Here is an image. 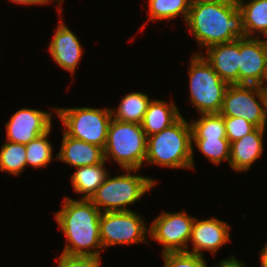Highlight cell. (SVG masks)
<instances>
[{
	"mask_svg": "<svg viewBox=\"0 0 267 267\" xmlns=\"http://www.w3.org/2000/svg\"><path fill=\"white\" fill-rule=\"evenodd\" d=\"M198 47L245 38L242 12L237 0H195L185 22Z\"/></svg>",
	"mask_w": 267,
	"mask_h": 267,
	"instance_id": "cell-1",
	"label": "cell"
},
{
	"mask_svg": "<svg viewBox=\"0 0 267 267\" xmlns=\"http://www.w3.org/2000/svg\"><path fill=\"white\" fill-rule=\"evenodd\" d=\"M62 205L55 213V220L67 240L62 253L100 256L103 251L99 231L102 212L86 199L65 197Z\"/></svg>",
	"mask_w": 267,
	"mask_h": 267,
	"instance_id": "cell-2",
	"label": "cell"
},
{
	"mask_svg": "<svg viewBox=\"0 0 267 267\" xmlns=\"http://www.w3.org/2000/svg\"><path fill=\"white\" fill-rule=\"evenodd\" d=\"M192 127L180 117L170 127L147 137L145 162L169 168L194 169Z\"/></svg>",
	"mask_w": 267,
	"mask_h": 267,
	"instance_id": "cell-3",
	"label": "cell"
},
{
	"mask_svg": "<svg viewBox=\"0 0 267 267\" xmlns=\"http://www.w3.org/2000/svg\"><path fill=\"white\" fill-rule=\"evenodd\" d=\"M147 154V136L141 124L111 119L104 158L113 159L122 169L140 170Z\"/></svg>",
	"mask_w": 267,
	"mask_h": 267,
	"instance_id": "cell-4",
	"label": "cell"
},
{
	"mask_svg": "<svg viewBox=\"0 0 267 267\" xmlns=\"http://www.w3.org/2000/svg\"><path fill=\"white\" fill-rule=\"evenodd\" d=\"M124 171V174L116 177L108 175L91 197L90 201L101 212L130 211L127 207L139 201L157 182L149 177L131 174L133 171L136 173V169Z\"/></svg>",
	"mask_w": 267,
	"mask_h": 267,
	"instance_id": "cell-5",
	"label": "cell"
},
{
	"mask_svg": "<svg viewBox=\"0 0 267 267\" xmlns=\"http://www.w3.org/2000/svg\"><path fill=\"white\" fill-rule=\"evenodd\" d=\"M190 102L201 114L220 113L229 84L221 79L201 52L189 64Z\"/></svg>",
	"mask_w": 267,
	"mask_h": 267,
	"instance_id": "cell-6",
	"label": "cell"
},
{
	"mask_svg": "<svg viewBox=\"0 0 267 267\" xmlns=\"http://www.w3.org/2000/svg\"><path fill=\"white\" fill-rule=\"evenodd\" d=\"M65 129L63 132L103 150L107 142L108 127L112 119L111 109L73 107L54 108Z\"/></svg>",
	"mask_w": 267,
	"mask_h": 267,
	"instance_id": "cell-7",
	"label": "cell"
},
{
	"mask_svg": "<svg viewBox=\"0 0 267 267\" xmlns=\"http://www.w3.org/2000/svg\"><path fill=\"white\" fill-rule=\"evenodd\" d=\"M220 114L243 117L257 128H266V92L257 85L229 84Z\"/></svg>",
	"mask_w": 267,
	"mask_h": 267,
	"instance_id": "cell-8",
	"label": "cell"
},
{
	"mask_svg": "<svg viewBox=\"0 0 267 267\" xmlns=\"http://www.w3.org/2000/svg\"><path fill=\"white\" fill-rule=\"evenodd\" d=\"M100 239L103 249L114 245L148 243L146 223L137 212H102L100 215Z\"/></svg>",
	"mask_w": 267,
	"mask_h": 267,
	"instance_id": "cell-9",
	"label": "cell"
},
{
	"mask_svg": "<svg viewBox=\"0 0 267 267\" xmlns=\"http://www.w3.org/2000/svg\"><path fill=\"white\" fill-rule=\"evenodd\" d=\"M195 217L185 211L159 214L150 225V238L163 246L162 254L187 252Z\"/></svg>",
	"mask_w": 267,
	"mask_h": 267,
	"instance_id": "cell-10",
	"label": "cell"
},
{
	"mask_svg": "<svg viewBox=\"0 0 267 267\" xmlns=\"http://www.w3.org/2000/svg\"><path fill=\"white\" fill-rule=\"evenodd\" d=\"M52 113L22 108L16 111L6 123V141L28 144L52 128Z\"/></svg>",
	"mask_w": 267,
	"mask_h": 267,
	"instance_id": "cell-11",
	"label": "cell"
},
{
	"mask_svg": "<svg viewBox=\"0 0 267 267\" xmlns=\"http://www.w3.org/2000/svg\"><path fill=\"white\" fill-rule=\"evenodd\" d=\"M266 67L267 45L264 39L240 38L239 84L261 86Z\"/></svg>",
	"mask_w": 267,
	"mask_h": 267,
	"instance_id": "cell-12",
	"label": "cell"
},
{
	"mask_svg": "<svg viewBox=\"0 0 267 267\" xmlns=\"http://www.w3.org/2000/svg\"><path fill=\"white\" fill-rule=\"evenodd\" d=\"M230 226L217 218L199 220L195 217L190 240L193 249L187 252L204 256L203 250L215 254L219 248L230 241Z\"/></svg>",
	"mask_w": 267,
	"mask_h": 267,
	"instance_id": "cell-13",
	"label": "cell"
},
{
	"mask_svg": "<svg viewBox=\"0 0 267 267\" xmlns=\"http://www.w3.org/2000/svg\"><path fill=\"white\" fill-rule=\"evenodd\" d=\"M48 49L52 58L62 69L74 74L82 57L83 48L78 37L64 25L62 19L59 20Z\"/></svg>",
	"mask_w": 267,
	"mask_h": 267,
	"instance_id": "cell-14",
	"label": "cell"
},
{
	"mask_svg": "<svg viewBox=\"0 0 267 267\" xmlns=\"http://www.w3.org/2000/svg\"><path fill=\"white\" fill-rule=\"evenodd\" d=\"M202 55L221 79L239 84L240 39L210 46Z\"/></svg>",
	"mask_w": 267,
	"mask_h": 267,
	"instance_id": "cell-15",
	"label": "cell"
},
{
	"mask_svg": "<svg viewBox=\"0 0 267 267\" xmlns=\"http://www.w3.org/2000/svg\"><path fill=\"white\" fill-rule=\"evenodd\" d=\"M266 128H256L250 134L230 143L229 165L234 171L250 170L263 153V137Z\"/></svg>",
	"mask_w": 267,
	"mask_h": 267,
	"instance_id": "cell-16",
	"label": "cell"
},
{
	"mask_svg": "<svg viewBox=\"0 0 267 267\" xmlns=\"http://www.w3.org/2000/svg\"><path fill=\"white\" fill-rule=\"evenodd\" d=\"M56 159L75 168L100 164L105 160L104 150L101 147L74 139L64 132L61 149Z\"/></svg>",
	"mask_w": 267,
	"mask_h": 267,
	"instance_id": "cell-17",
	"label": "cell"
},
{
	"mask_svg": "<svg viewBox=\"0 0 267 267\" xmlns=\"http://www.w3.org/2000/svg\"><path fill=\"white\" fill-rule=\"evenodd\" d=\"M182 114L172 101L169 104L160 99H152L141 122L146 136L160 133L175 123Z\"/></svg>",
	"mask_w": 267,
	"mask_h": 267,
	"instance_id": "cell-18",
	"label": "cell"
},
{
	"mask_svg": "<svg viewBox=\"0 0 267 267\" xmlns=\"http://www.w3.org/2000/svg\"><path fill=\"white\" fill-rule=\"evenodd\" d=\"M105 163L106 160L100 164L76 168L70 178L74 191L78 194H83L81 199L90 200L105 181L108 176Z\"/></svg>",
	"mask_w": 267,
	"mask_h": 267,
	"instance_id": "cell-19",
	"label": "cell"
},
{
	"mask_svg": "<svg viewBox=\"0 0 267 267\" xmlns=\"http://www.w3.org/2000/svg\"><path fill=\"white\" fill-rule=\"evenodd\" d=\"M237 3L242 12L246 37L264 38L267 34V0H250L246 3L237 0Z\"/></svg>",
	"mask_w": 267,
	"mask_h": 267,
	"instance_id": "cell-20",
	"label": "cell"
},
{
	"mask_svg": "<svg viewBox=\"0 0 267 267\" xmlns=\"http://www.w3.org/2000/svg\"><path fill=\"white\" fill-rule=\"evenodd\" d=\"M152 101L147 94L131 92L121 100L117 111L111 109L112 118L123 122L141 124L149 103Z\"/></svg>",
	"mask_w": 267,
	"mask_h": 267,
	"instance_id": "cell-21",
	"label": "cell"
},
{
	"mask_svg": "<svg viewBox=\"0 0 267 267\" xmlns=\"http://www.w3.org/2000/svg\"><path fill=\"white\" fill-rule=\"evenodd\" d=\"M149 19L147 22L154 20H172L179 15L186 22L191 0H148Z\"/></svg>",
	"mask_w": 267,
	"mask_h": 267,
	"instance_id": "cell-22",
	"label": "cell"
},
{
	"mask_svg": "<svg viewBox=\"0 0 267 267\" xmlns=\"http://www.w3.org/2000/svg\"><path fill=\"white\" fill-rule=\"evenodd\" d=\"M26 146L7 141L0 149V170L19 176L26 168Z\"/></svg>",
	"mask_w": 267,
	"mask_h": 267,
	"instance_id": "cell-23",
	"label": "cell"
},
{
	"mask_svg": "<svg viewBox=\"0 0 267 267\" xmlns=\"http://www.w3.org/2000/svg\"><path fill=\"white\" fill-rule=\"evenodd\" d=\"M192 138H227L224 117L220 113L201 114L197 121L191 120Z\"/></svg>",
	"mask_w": 267,
	"mask_h": 267,
	"instance_id": "cell-24",
	"label": "cell"
},
{
	"mask_svg": "<svg viewBox=\"0 0 267 267\" xmlns=\"http://www.w3.org/2000/svg\"><path fill=\"white\" fill-rule=\"evenodd\" d=\"M51 129L26 144L27 165L37 168L47 167L52 161L53 148L48 141Z\"/></svg>",
	"mask_w": 267,
	"mask_h": 267,
	"instance_id": "cell-25",
	"label": "cell"
},
{
	"mask_svg": "<svg viewBox=\"0 0 267 267\" xmlns=\"http://www.w3.org/2000/svg\"><path fill=\"white\" fill-rule=\"evenodd\" d=\"M196 148L213 164H220L230 159V143L227 138H192Z\"/></svg>",
	"mask_w": 267,
	"mask_h": 267,
	"instance_id": "cell-26",
	"label": "cell"
},
{
	"mask_svg": "<svg viewBox=\"0 0 267 267\" xmlns=\"http://www.w3.org/2000/svg\"><path fill=\"white\" fill-rule=\"evenodd\" d=\"M162 256L164 267H207L204 256L189 252H169Z\"/></svg>",
	"mask_w": 267,
	"mask_h": 267,
	"instance_id": "cell-27",
	"label": "cell"
},
{
	"mask_svg": "<svg viewBox=\"0 0 267 267\" xmlns=\"http://www.w3.org/2000/svg\"><path fill=\"white\" fill-rule=\"evenodd\" d=\"M224 125L229 143L241 139L257 128L243 117H224Z\"/></svg>",
	"mask_w": 267,
	"mask_h": 267,
	"instance_id": "cell-28",
	"label": "cell"
},
{
	"mask_svg": "<svg viewBox=\"0 0 267 267\" xmlns=\"http://www.w3.org/2000/svg\"><path fill=\"white\" fill-rule=\"evenodd\" d=\"M101 256L67 255L62 253L57 267H101Z\"/></svg>",
	"mask_w": 267,
	"mask_h": 267,
	"instance_id": "cell-29",
	"label": "cell"
},
{
	"mask_svg": "<svg viewBox=\"0 0 267 267\" xmlns=\"http://www.w3.org/2000/svg\"><path fill=\"white\" fill-rule=\"evenodd\" d=\"M215 267H246L242 261H238L235 256H230L228 259H222Z\"/></svg>",
	"mask_w": 267,
	"mask_h": 267,
	"instance_id": "cell-30",
	"label": "cell"
},
{
	"mask_svg": "<svg viewBox=\"0 0 267 267\" xmlns=\"http://www.w3.org/2000/svg\"><path fill=\"white\" fill-rule=\"evenodd\" d=\"M12 1L13 3H16V4H23V5H44V4H47L49 2H51L52 0H10Z\"/></svg>",
	"mask_w": 267,
	"mask_h": 267,
	"instance_id": "cell-31",
	"label": "cell"
},
{
	"mask_svg": "<svg viewBox=\"0 0 267 267\" xmlns=\"http://www.w3.org/2000/svg\"><path fill=\"white\" fill-rule=\"evenodd\" d=\"M261 267H267V242L260 252Z\"/></svg>",
	"mask_w": 267,
	"mask_h": 267,
	"instance_id": "cell-32",
	"label": "cell"
},
{
	"mask_svg": "<svg viewBox=\"0 0 267 267\" xmlns=\"http://www.w3.org/2000/svg\"><path fill=\"white\" fill-rule=\"evenodd\" d=\"M265 81H266V83H265ZM261 88L267 93V67H266V74H265L263 83L261 85Z\"/></svg>",
	"mask_w": 267,
	"mask_h": 267,
	"instance_id": "cell-33",
	"label": "cell"
},
{
	"mask_svg": "<svg viewBox=\"0 0 267 267\" xmlns=\"http://www.w3.org/2000/svg\"><path fill=\"white\" fill-rule=\"evenodd\" d=\"M63 1H64V0H56V2L59 3V4H58V7H57L58 10H59V14H61L60 11H62L61 4H62Z\"/></svg>",
	"mask_w": 267,
	"mask_h": 267,
	"instance_id": "cell-34",
	"label": "cell"
},
{
	"mask_svg": "<svg viewBox=\"0 0 267 267\" xmlns=\"http://www.w3.org/2000/svg\"><path fill=\"white\" fill-rule=\"evenodd\" d=\"M265 38H266V39H264V41L266 42V45H267V34H266Z\"/></svg>",
	"mask_w": 267,
	"mask_h": 267,
	"instance_id": "cell-35",
	"label": "cell"
},
{
	"mask_svg": "<svg viewBox=\"0 0 267 267\" xmlns=\"http://www.w3.org/2000/svg\"><path fill=\"white\" fill-rule=\"evenodd\" d=\"M266 109H267V93H266Z\"/></svg>",
	"mask_w": 267,
	"mask_h": 267,
	"instance_id": "cell-36",
	"label": "cell"
}]
</instances>
